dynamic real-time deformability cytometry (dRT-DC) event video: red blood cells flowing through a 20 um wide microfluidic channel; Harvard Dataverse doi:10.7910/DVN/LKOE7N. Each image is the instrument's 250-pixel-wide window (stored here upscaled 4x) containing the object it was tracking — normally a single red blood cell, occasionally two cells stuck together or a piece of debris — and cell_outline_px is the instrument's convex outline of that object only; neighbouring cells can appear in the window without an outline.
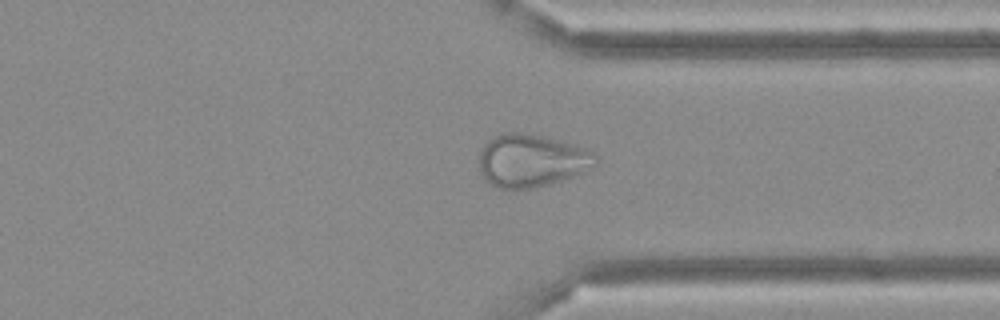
{"species": "Egyptian fruit bat (a non-hibernating species)", "species_latin": "Rousettus aegyptiacus", "temperature_condition": "cold", "stored_images_in_passage": 49, "camera_frame_rate_fps": 3000, "um_per_image_px": 0.085, "frame": {"image": 1, "passage_image": 37, "time_ms": 12.0, "image_size_px": [1000, 320], "cell_outline_px": [[600, 156], [596, 164], [572, 176], [548, 184], [532, 188], [500, 188], [492, 184], [480, 172], [480, 152], [484, 144], [488, 140], [504, 132], [516, 132], [544, 136], [560, 140], [584, 148]], "centroid_in_image_um": [45.18, 13.63], "position_along_channel_um": 366.2, "area_um2": 35.32}}
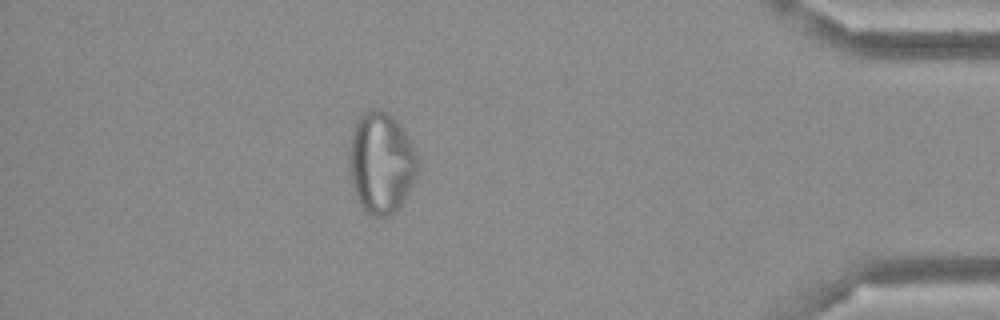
{"frame": {"image": 2, "passage_image": 43, "time_ms": 14.0, "image_size_px": [1000, 320], "cell_outline_px": [[420, 164], [412, 184], [404, 200], [388, 216], [372, 216], [364, 212], [356, 196], [352, 184], [348, 156], [348, 152], [356, 120], [364, 112], [372, 108], [388, 112], [396, 120], [404, 132], [416, 152]], "centroid_in_image_um": [32.39, 13.84], "position_along_channel_um": 402.8, "area_um2": 40.23}}